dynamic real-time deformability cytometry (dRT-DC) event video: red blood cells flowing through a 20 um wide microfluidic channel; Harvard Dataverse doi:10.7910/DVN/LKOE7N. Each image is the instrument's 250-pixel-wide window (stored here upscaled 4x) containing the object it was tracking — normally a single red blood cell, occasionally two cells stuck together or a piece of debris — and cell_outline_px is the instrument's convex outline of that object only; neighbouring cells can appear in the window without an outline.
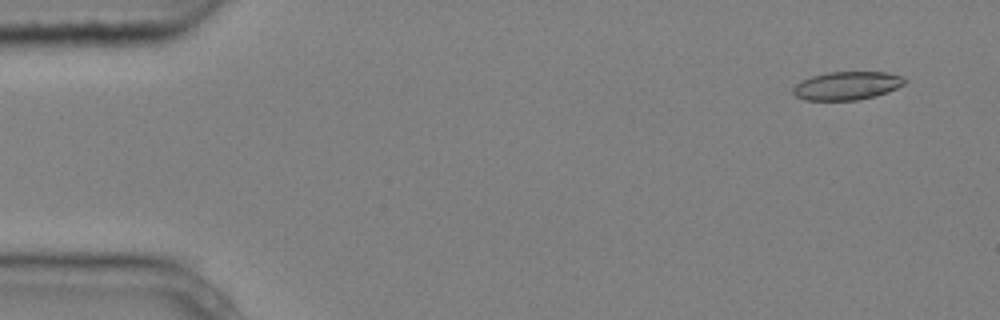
{"species": "common noctule bat (a hibernating species)", "species_latin": "Nyctalus noctula", "temperature_condition": "cold", "stored_images_in_passage": 6, "camera_frame_rate_fps": 3000, "um_per_image_px": 0.085, "animal": {"sex": "male", "body_mass_g": 20.4}, "frame": {"image": 1, "passage_image": 1, "time_ms": 0.0, "image_size_px": [1000, 320], "cell_outline_px": [[908, 80], [904, 84], [888, 92], [876, 96], [856, 100], [804, 100], [796, 96], [792, 92], [792, 88], [800, 80], [812, 76], [828, 72], [888, 72], [904, 76]], "centroid_in_image_um": [72.01, 7.28], "position_along_channel_um": 13.0, "area_um2": 18.61}}
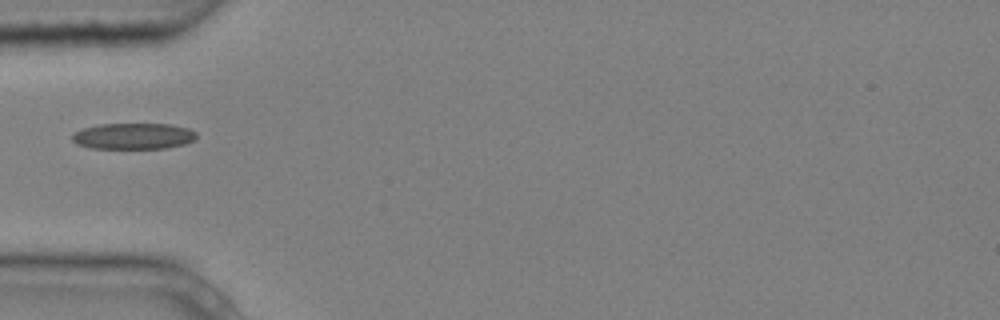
{"frame": {"image": 2, "passage_image": 5, "time_ms": 1.333, "image_size_px": [1000, 320], "cell_outline_px": [[196, 140], [184, 144], [168, 148], [92, 148], [76, 144], [72, 140], [72, 132], [80, 128], [100, 124], [172, 124], [188, 128], [196, 132]], "centroid_in_image_um": [11.32, 11.56], "position_along_channel_um": 73.7, "area_um2": 19.13}}
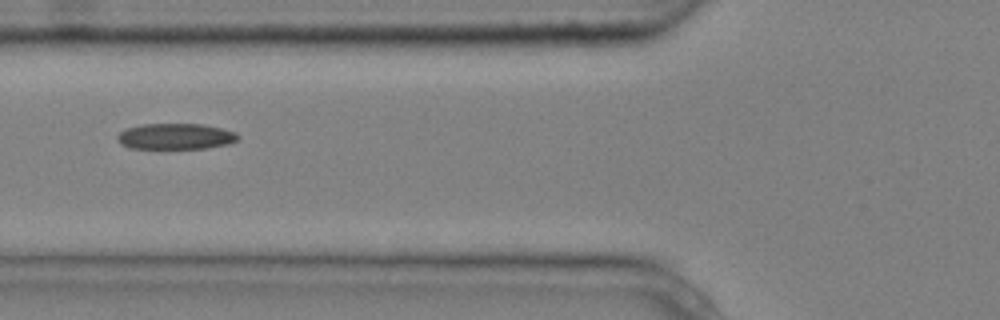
{"frame": {"image": 3, "passage_image": 6, "time_ms": 1.667, "image_size_px": [1000, 320], "cell_outline_px": [[240, 136], [236, 140], [228, 144], [208, 148], [128, 148], [120, 144], [116, 136], [124, 128], [144, 124], [204, 124], [236, 132]], "centroid_in_image_um": [14.9, 11.59], "position_along_channel_um": 110.9, "area_um2": 18.26}}